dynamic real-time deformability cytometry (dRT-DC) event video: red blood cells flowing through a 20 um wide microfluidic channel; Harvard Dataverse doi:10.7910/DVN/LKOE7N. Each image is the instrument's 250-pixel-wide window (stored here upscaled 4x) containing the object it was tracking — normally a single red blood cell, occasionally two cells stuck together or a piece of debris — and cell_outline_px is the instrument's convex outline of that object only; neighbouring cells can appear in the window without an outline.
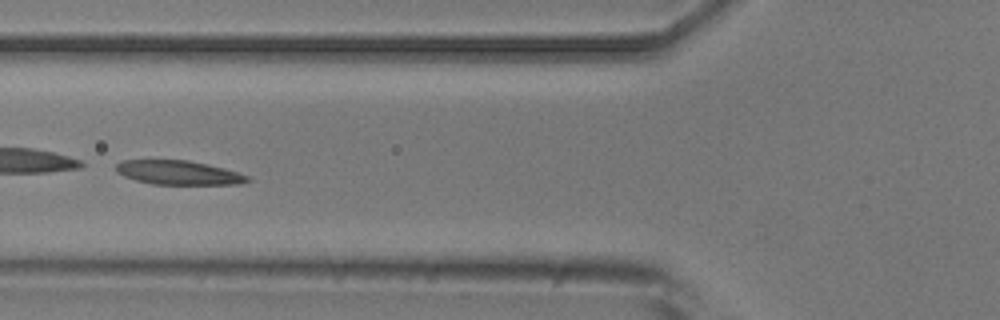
{"species": "common noctule bat (a hibernating species)", "species_latin": "Nyctalus noctula", "temperature_condition": "room temperature", "stored_images_in_passage": 6, "camera_frame_rate_fps": 3000, "um_per_image_px": 0.085, "animal": {"sex": "male", "body_mass_g": 20.5, "forearm_length_mm": 52.5}, "frame": {"image": 1, "passage_image": 5, "time_ms": 4.667, "image_size_px": [1000, 320], "cell_outline_px": [[252, 180], [240, 184], [152, 184], [136, 180], [124, 176], [116, 172], [116, 164], [120, 160], [188, 160], [208, 164], [224, 168], [248, 176]], "centroid_in_image_um": [15.16, 14.67], "position_along_channel_um": 110.6, "area_um2": 18.44}}
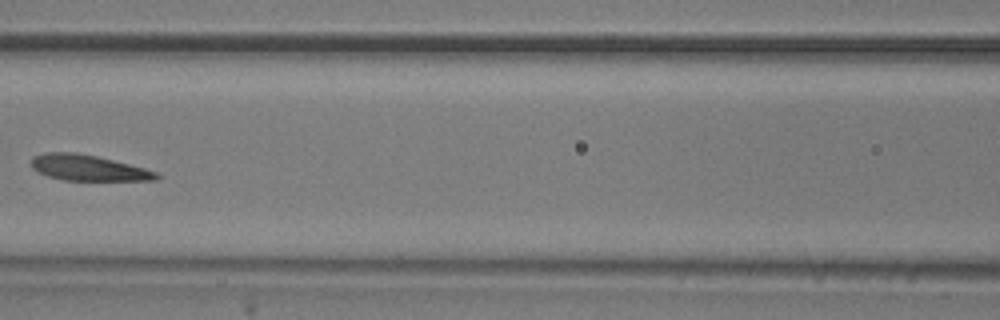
{"frame": {"image": 2, "passage_image": 6, "time_ms": 6.0, "image_size_px": [1000, 320], "cell_outline_px": [[160, 176], [156, 180], [64, 180], [48, 176], [36, 172], [32, 168], [32, 156], [44, 152], [76, 152], [96, 156], [144, 168], [156, 172]], "centroid_in_image_um": [7.44, 14.26], "position_along_channel_um": 159.2, "area_um2": 18.67}}